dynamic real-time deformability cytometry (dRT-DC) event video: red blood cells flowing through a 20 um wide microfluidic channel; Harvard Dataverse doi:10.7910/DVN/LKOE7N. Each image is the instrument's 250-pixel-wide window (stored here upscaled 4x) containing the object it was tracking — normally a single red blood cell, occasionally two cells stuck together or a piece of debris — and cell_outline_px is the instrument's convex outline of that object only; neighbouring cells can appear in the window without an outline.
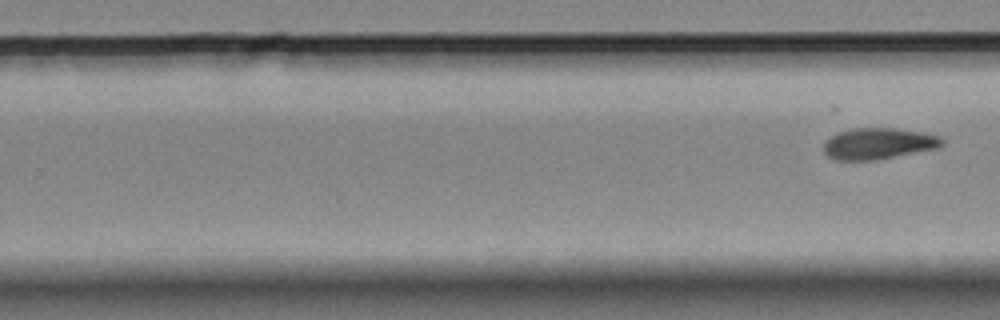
{"species": "Egyptian fruit bat (a non-hibernating species)", "species_latin": "Rousettus aegyptiacus", "temperature_condition": "room temperature", "stored_images_in_passage": 12, "segment_of_instrument_passage": [2, 2], "camera_frame_rate_fps": 3000, "um_per_image_px": 0.085, "animal": {"sex": "female"}, "frame": {"image": 1, "passage_image": 12, "time_ms": 3.667, "image_size_px": [1000, 320], "cell_outline_px": [[944, 144], [936, 148], [872, 160], [836, 160], [828, 156], [824, 152], [824, 144], [832, 136], [840, 132], [852, 128], [896, 128], [920, 132], [940, 136], [944, 140]], "centroid_in_image_um": [74.66, 12.19], "position_along_channel_um": 255.1, "area_um2": 21.15}}